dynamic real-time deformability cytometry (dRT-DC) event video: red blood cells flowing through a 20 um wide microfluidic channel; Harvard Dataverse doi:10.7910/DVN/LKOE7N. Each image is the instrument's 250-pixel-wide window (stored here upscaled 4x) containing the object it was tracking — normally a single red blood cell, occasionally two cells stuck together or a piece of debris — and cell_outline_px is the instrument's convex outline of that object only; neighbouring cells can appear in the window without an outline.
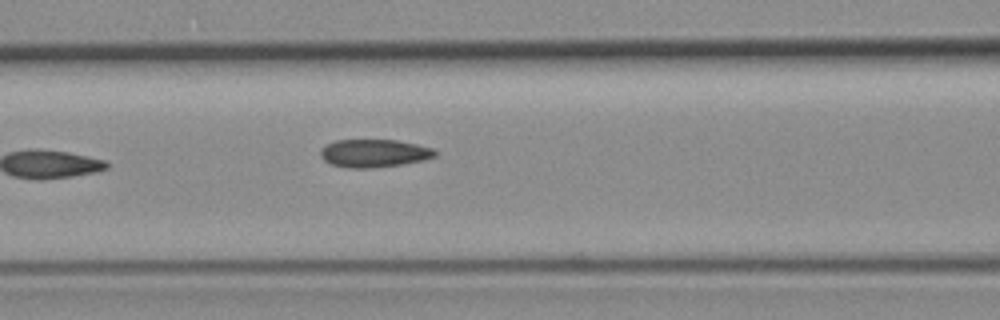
{"species": "common noctule bat (a hibernating species)", "species_latin": "Nyctalus noctula", "temperature_condition": "room temperature", "stored_images_in_passage": 7, "camera_frame_rate_fps": 3000, "um_per_image_px": 0.085, "animal": {"sex": "female", "body_mass_g": 19.3, "forearm_length_mm": 54.1}, "frame": {"image": 1, "passage_image": 7, "time_ms": 2.0, "image_size_px": [1000, 320], "cell_outline_px": [[436, 156], [420, 160], [400, 164], [368, 168], [352, 168], [332, 164], [324, 160], [320, 156], [320, 152], [328, 144], [336, 140], [396, 140], [416, 144], [432, 148], [436, 152]], "centroid_in_image_um": [31.78, 13.02], "position_along_channel_um": 134.8, "area_um2": 18.21}}